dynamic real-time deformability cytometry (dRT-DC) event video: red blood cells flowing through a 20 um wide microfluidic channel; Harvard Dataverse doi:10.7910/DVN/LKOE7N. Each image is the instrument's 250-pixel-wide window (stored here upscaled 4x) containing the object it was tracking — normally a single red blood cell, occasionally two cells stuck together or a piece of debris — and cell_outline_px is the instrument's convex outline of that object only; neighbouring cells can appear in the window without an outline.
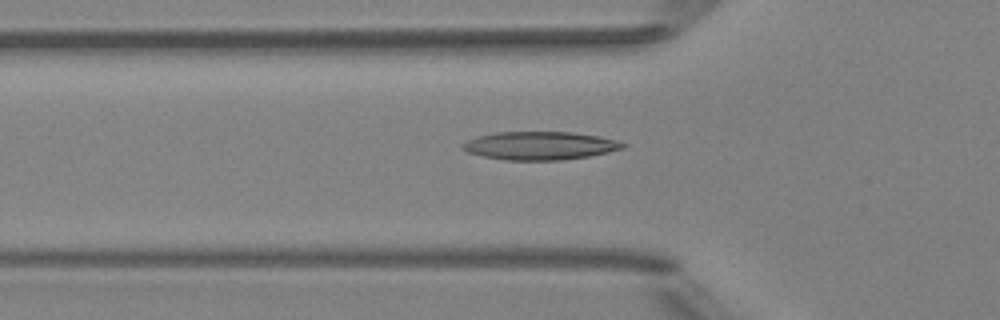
{"species": "Egyptian fruit bat (a non-hibernating species)", "species_latin": "Rousettus aegyptiacus", "temperature_condition": "room temperature", "stored_images_in_passage": 50, "camera_frame_rate_fps": 3000, "um_per_image_px": 0.085, "animal": {"sex": "female"}, "frame": {"image": 1, "passage_image": 17, "time_ms": 5.333, "image_size_px": [1000, 320], "cell_outline_px": [[628, 144], [624, 148], [608, 152], [588, 156], [560, 160], [504, 160], [484, 156], [468, 152], [460, 148], [460, 144], [476, 136], [496, 132], [572, 132], [600, 136], [616, 140]], "centroid_in_image_um": [45.88, 12.37], "position_along_channel_um": 79.9, "area_um2": 26.41}}
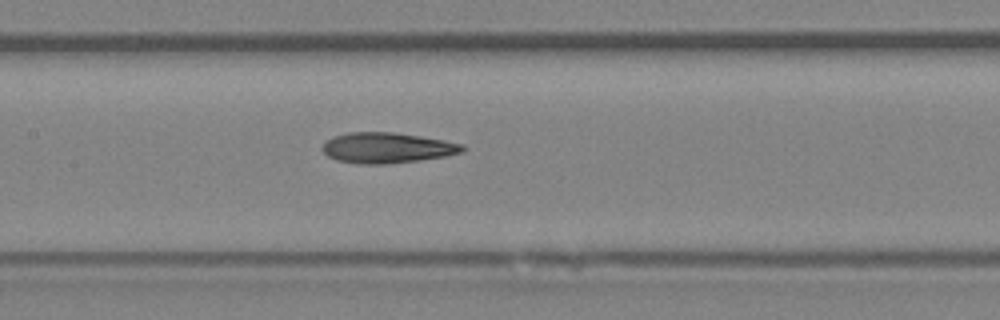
{"frame": {"image": 2, "passage_image": 24, "time_ms": 7.667, "image_size_px": [1000, 320], "cell_outline_px": [[464, 152], [444, 156], [420, 160], [388, 164], [360, 164], [336, 160], [328, 156], [320, 148], [332, 136], [348, 132], [392, 132], [420, 136], [444, 140], [464, 144]], "centroid_in_image_um": [32.89, 12.56], "position_along_channel_um": 174.5, "area_um2": 24.97}}
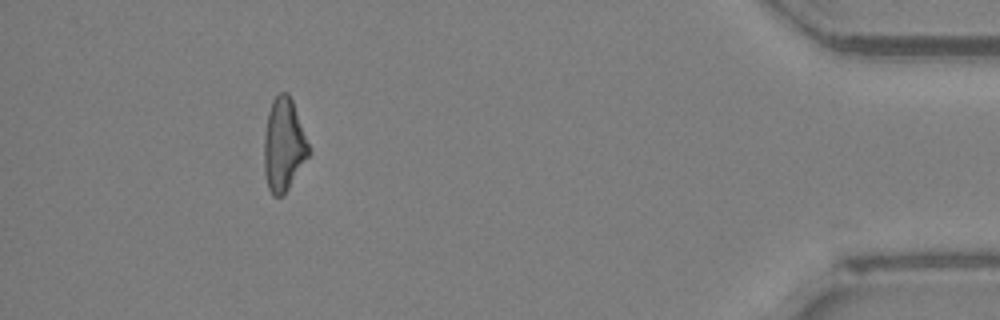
{"frame": {"image": 3, "passage_image": 46, "time_ms": 15.0, "image_size_px": [1000, 320], "cell_outline_px": [[312, 152], [288, 188], [280, 196], [272, 196], [268, 188], [264, 172], [264, 136], [268, 112], [272, 100], [280, 92], [288, 92], [292, 100], [312, 148]], "centroid_in_image_um": [24.14, 12.3], "position_along_channel_um": 411.1, "area_um2": 24.45}, "authors_computed_cell_mechanics": {"area_um2": 24.7095, "velocity_mm_per_s": 4.0587, "shape_relaxation_time_tau1_ms": 10.445, "shape_relaxation_time_tau2_ms": 3.8535, "deformation_change_tau1": 0.2433, "deformation_change_tau2": 0.1473}}